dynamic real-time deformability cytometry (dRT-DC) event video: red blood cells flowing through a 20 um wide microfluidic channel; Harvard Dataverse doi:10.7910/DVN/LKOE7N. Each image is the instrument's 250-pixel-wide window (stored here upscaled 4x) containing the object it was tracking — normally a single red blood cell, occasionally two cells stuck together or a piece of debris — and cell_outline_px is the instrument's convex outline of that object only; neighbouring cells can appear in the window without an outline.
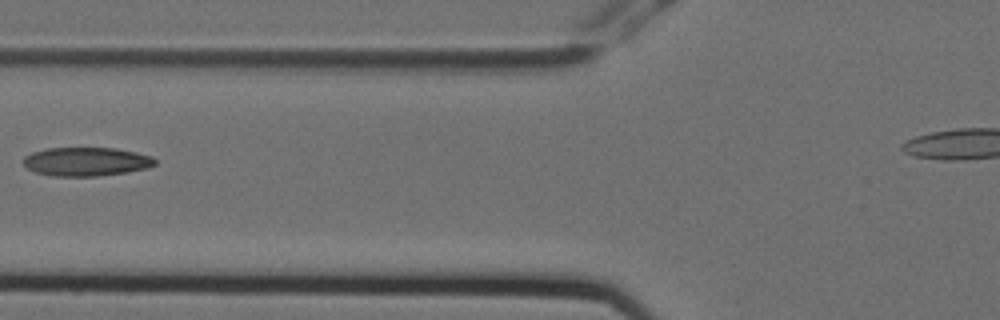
{"species": "Egyptian fruit bat (a non-hibernating species)", "species_latin": "Rousettus aegyptiacus", "temperature_condition": "cold", "stored_images_in_passage": 7, "camera_frame_rate_fps": 3000, "um_per_image_px": 0.085, "animal": {"sex": "female"}, "frame": {"image": 1, "passage_image": 7, "time_ms": 2.0, "image_size_px": [1000, 320], "cell_outline_px": [[156, 164], [148, 168], [124, 172], [96, 176], [52, 176], [36, 172], [28, 168], [24, 164], [24, 156], [32, 152], [48, 148], [116, 148], [136, 152], [152, 156], [156, 160]], "centroid_in_image_um": [7.34, 13.73], "position_along_channel_um": 118.5, "area_um2": 21.96}}